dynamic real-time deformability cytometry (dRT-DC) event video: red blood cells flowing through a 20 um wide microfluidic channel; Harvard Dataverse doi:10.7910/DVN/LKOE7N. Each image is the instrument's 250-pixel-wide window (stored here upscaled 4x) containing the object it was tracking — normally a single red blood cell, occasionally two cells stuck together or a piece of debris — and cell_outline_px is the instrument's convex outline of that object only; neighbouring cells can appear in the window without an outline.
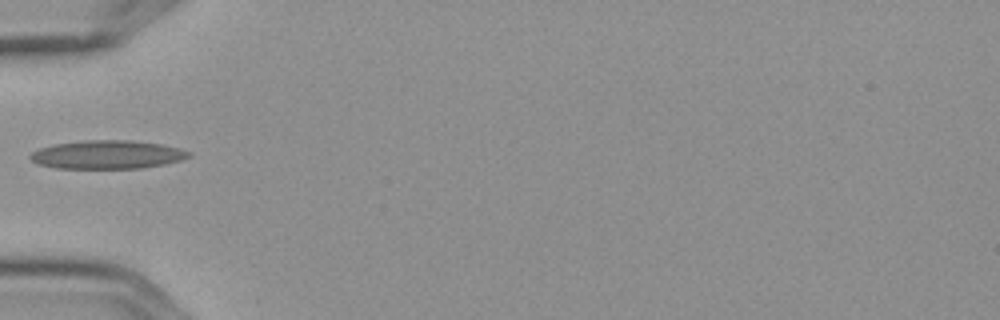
{"species": "Egyptian fruit bat (a non-hibernating species)", "species_latin": "Rousettus aegyptiacus", "temperature_condition": "cold", "stored_images_in_passage": 2, "camera_frame_rate_fps": 3000, "um_per_image_px": 0.085, "frame": {"image": 1, "passage_image": 1, "time_ms": 0.0, "image_size_px": [1000, 320], "cell_outline_px": [[192, 156], [180, 160], [164, 164], [140, 168], [56, 168], [36, 164], [28, 156], [32, 152], [40, 148], [56, 144], [84, 140], [132, 140], [164, 144], [188, 152]], "centroid_in_image_um": [9.09, 13.14], "position_along_channel_um": 75.9, "area_um2": 26.18}}
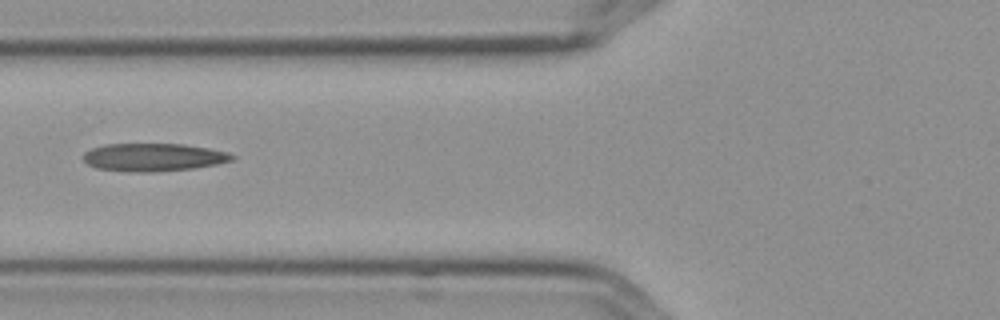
{"frame": {"image": 2, "passage_image": 2, "time_ms": 0.333, "image_size_px": [1000, 320], "cell_outline_px": [[236, 156], [232, 160], [216, 164], [196, 168], [156, 172], [128, 172], [96, 168], [88, 164], [84, 160], [84, 152], [92, 148], [104, 144], [184, 144], [208, 148], [228, 152]], "centroid_in_image_um": [13.04, 13.37], "position_along_channel_um": 112.8, "area_um2": 24.33}}